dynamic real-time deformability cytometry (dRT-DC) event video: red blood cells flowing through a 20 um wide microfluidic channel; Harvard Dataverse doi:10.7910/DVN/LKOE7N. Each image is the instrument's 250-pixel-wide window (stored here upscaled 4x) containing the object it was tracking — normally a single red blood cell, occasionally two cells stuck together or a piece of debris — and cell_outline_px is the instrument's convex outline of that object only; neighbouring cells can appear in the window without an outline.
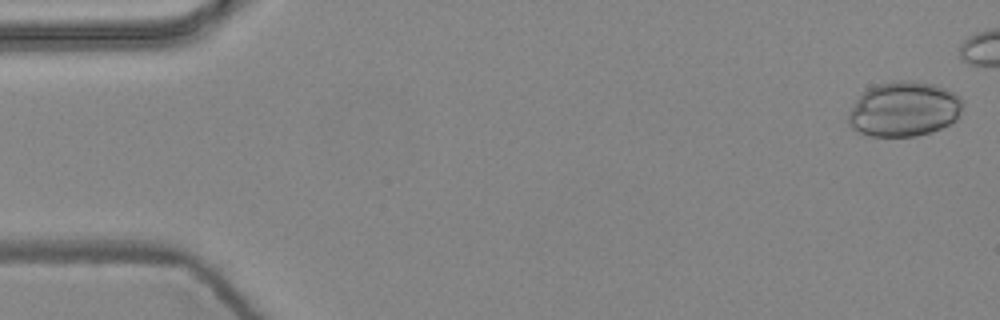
{"species": "common noctule bat (a hibernating species)", "species_latin": "Nyctalus noctula", "temperature_condition": "warm", "stored_images_in_passage": 3, "camera_frame_rate_fps": 3000, "um_per_image_px": 0.085, "animal": {"sex": "female", "body_mass_g": 24.6, "forearm_length_mm": 56.2}, "frame": {"image": 1, "passage_image": 1, "time_ms": 0.0, "image_size_px": [1000, 320], "cell_outline_px": [[964, 104], [956, 120], [940, 128], [916, 136], [872, 136], [860, 132], [852, 128], [848, 124], [848, 112], [856, 100], [868, 88], [876, 84], [900, 80], [908, 80], [936, 84], [960, 96], [964, 100]], "centroid_in_image_um": [76.85, 9.26], "position_along_channel_um": 8.2, "area_um2": 36.59}}